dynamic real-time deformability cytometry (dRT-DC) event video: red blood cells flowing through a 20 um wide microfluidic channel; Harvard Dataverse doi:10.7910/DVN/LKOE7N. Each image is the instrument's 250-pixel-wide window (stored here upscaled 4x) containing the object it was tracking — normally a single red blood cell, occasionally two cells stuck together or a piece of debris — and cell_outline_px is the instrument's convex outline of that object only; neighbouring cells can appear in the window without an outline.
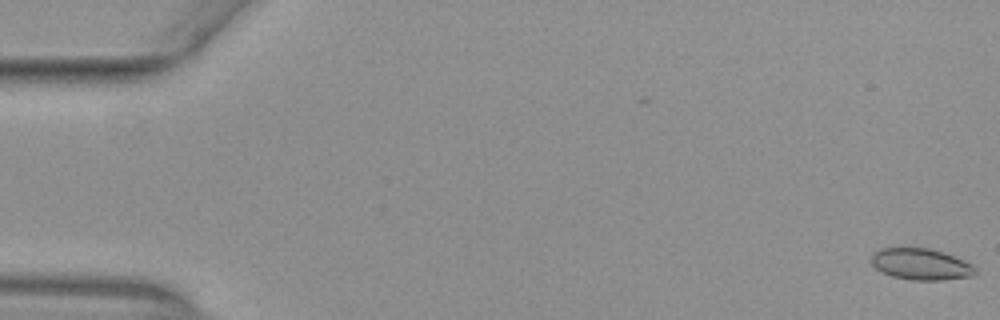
{"species": "common noctule bat (a hibernating species)", "species_latin": "Nyctalus noctula", "temperature_condition": "warm", "stored_images_in_passage": 53, "camera_frame_rate_fps": 3000, "um_per_image_px": 0.085, "animal": {"sex": "female", "body_mass_g": 29.2, "forearm_length_mm": 56.3}, "frame": {"image": 1, "passage_image": 1, "time_ms": 0.0, "image_size_px": [1000, 320], "cell_outline_px": [[976, 272], [972, 276], [944, 280], [912, 280], [892, 276], [880, 272], [872, 264], [872, 252], [880, 248], [932, 248], [944, 252], [964, 260], [972, 264], [976, 268]], "centroid_in_image_um": [78.28, 22.45], "position_along_channel_um": 6.7, "area_um2": 19.19}}
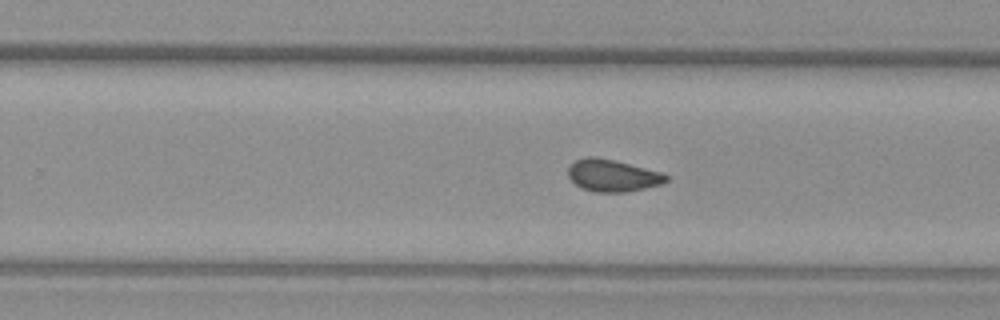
{"frame": {"image": 2, "passage_image": 34, "time_ms": 11.0, "image_size_px": [1000, 320], "cell_outline_px": [[668, 180], [660, 184], [644, 188], [624, 192], [596, 192], [580, 188], [568, 176], [568, 168], [576, 160], [584, 156], [596, 156], [616, 160], [660, 172], [668, 176]], "centroid_in_image_um": [52.03, 14.9], "position_along_channel_um": 277.8, "area_um2": 18.26}}
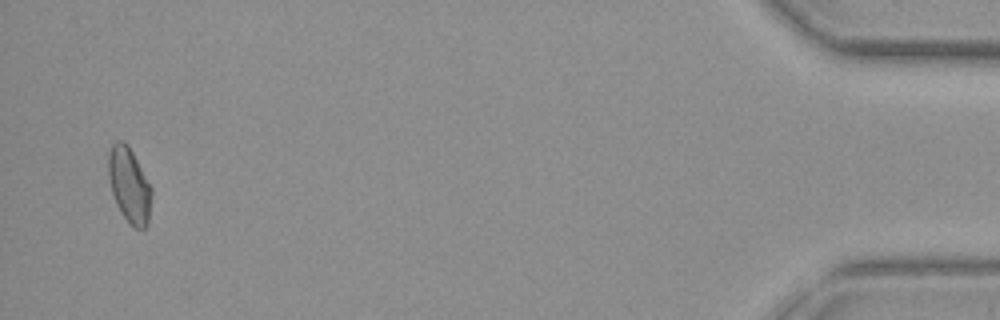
{"frame": {"image": 3, "passage_image": 52, "time_ms": 17.0, "image_size_px": [1000, 320], "cell_outline_px": [[152, 196], [148, 224], [144, 228], [136, 228], [120, 212], [116, 204], [112, 192], [108, 176], [108, 152], [112, 144], [116, 140], [124, 140], [128, 144], [152, 188]], "centroid_in_image_um": [10.98, 15.69], "position_along_channel_um": 424.2, "area_um2": 18.9}, "authors_computed_cell_mechanics": {"area_um2": 18.5538, "velocity_mm_per_s": 3.9302, "shape_relaxation_time_tau1_ms": null, "shape_relaxation_time_tau2_ms": 1.6332, "deformation_change_tau1": null, "deformation_change_tau2": 0.0574}}